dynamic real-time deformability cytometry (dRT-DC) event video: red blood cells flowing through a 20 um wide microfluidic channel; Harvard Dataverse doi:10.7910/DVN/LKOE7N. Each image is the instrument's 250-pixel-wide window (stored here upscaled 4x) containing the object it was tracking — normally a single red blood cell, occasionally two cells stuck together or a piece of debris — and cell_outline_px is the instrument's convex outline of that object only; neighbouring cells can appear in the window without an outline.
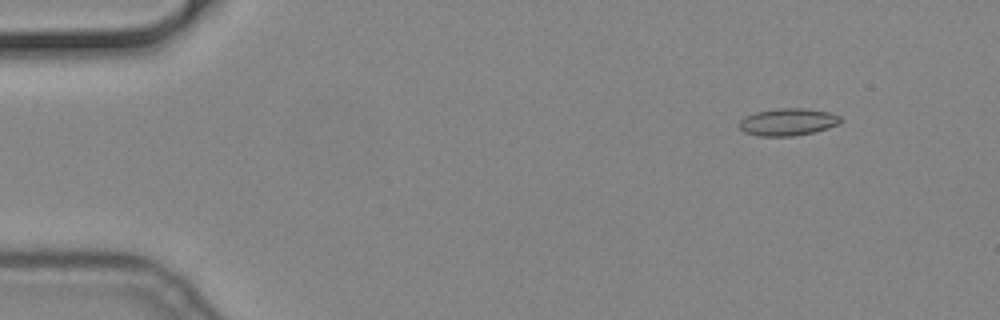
{"species": "common noctule bat (a hibernating species)", "species_latin": "Nyctalus noctula", "temperature_condition": "cold", "stored_images_in_passage": 57, "camera_frame_rate_fps": 3000, "um_per_image_px": 0.085, "animal": {"sex": "male", "body_mass_g": 19.2, "forearm_length_mm": 51.8}, "frame": {"image": 1, "passage_image": 6, "time_ms": 1.667, "image_size_px": [1000, 320], "cell_outline_px": [[844, 120], [840, 124], [828, 128], [812, 132], [792, 136], [756, 136], [744, 132], [740, 128], [740, 120], [744, 116], [756, 112], [776, 108], [804, 108], [828, 112], [840, 116]], "centroid_in_image_um": [66.97, 10.36], "position_along_channel_um": 18.0, "area_um2": 16.18}}
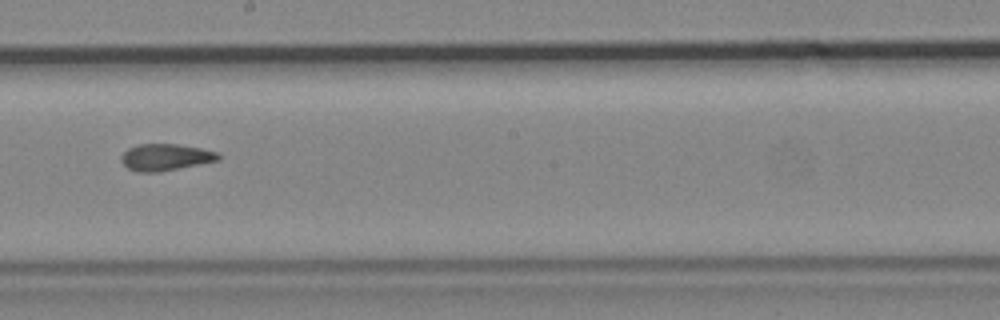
{"frame": {"image": 2, "passage_image": 32, "time_ms": 10.333, "image_size_px": [1000, 320], "cell_outline_px": [[220, 160], [160, 172], [136, 172], [128, 168], [120, 160], [120, 156], [128, 148], [140, 144], [176, 144], [200, 148], [220, 152]], "centroid_in_image_um": [14.08, 13.37], "position_along_channel_um": 234.1, "area_um2": 15.2}}
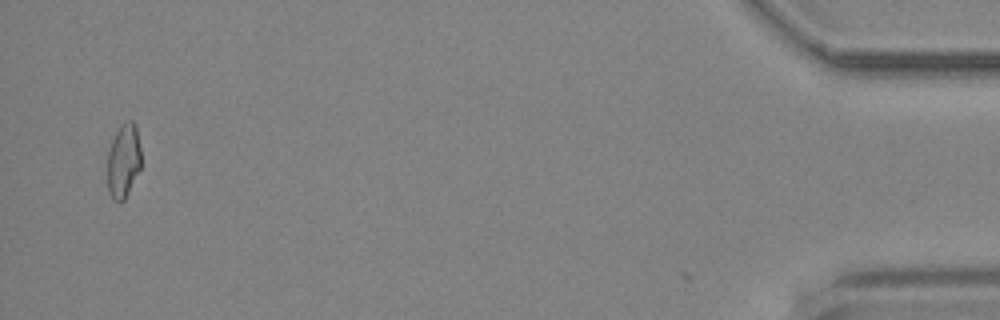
{"frame": {"image": 3, "passage_image": 55, "time_ms": 18.0, "image_size_px": [1000, 320], "cell_outline_px": [[140, 168], [124, 200], [120, 204], [112, 200], [108, 192], [108, 152], [112, 140], [120, 124], [128, 120], [132, 120], [136, 124], [140, 148]], "centroid_in_image_um": [10.49, 13.67], "position_along_channel_um": 424.7, "area_um2": 14.62}}